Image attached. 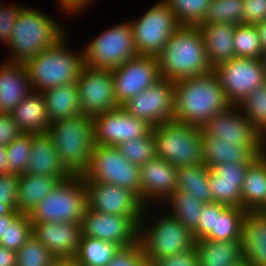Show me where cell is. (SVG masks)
Segmentation results:
<instances>
[{"label": "cell", "instance_id": "cell-39", "mask_svg": "<svg viewBox=\"0 0 266 266\" xmlns=\"http://www.w3.org/2000/svg\"><path fill=\"white\" fill-rule=\"evenodd\" d=\"M173 11L181 26L203 24L206 9L211 0H163Z\"/></svg>", "mask_w": 266, "mask_h": 266}, {"label": "cell", "instance_id": "cell-14", "mask_svg": "<svg viewBox=\"0 0 266 266\" xmlns=\"http://www.w3.org/2000/svg\"><path fill=\"white\" fill-rule=\"evenodd\" d=\"M115 102L124 105L132 97L161 80L157 57L137 55L112 70Z\"/></svg>", "mask_w": 266, "mask_h": 266}, {"label": "cell", "instance_id": "cell-44", "mask_svg": "<svg viewBox=\"0 0 266 266\" xmlns=\"http://www.w3.org/2000/svg\"><path fill=\"white\" fill-rule=\"evenodd\" d=\"M19 174H0V215H18L16 203L18 198Z\"/></svg>", "mask_w": 266, "mask_h": 266}, {"label": "cell", "instance_id": "cell-18", "mask_svg": "<svg viewBox=\"0 0 266 266\" xmlns=\"http://www.w3.org/2000/svg\"><path fill=\"white\" fill-rule=\"evenodd\" d=\"M81 109L91 117L117 109L112 70L82 67L77 79Z\"/></svg>", "mask_w": 266, "mask_h": 266}, {"label": "cell", "instance_id": "cell-51", "mask_svg": "<svg viewBox=\"0 0 266 266\" xmlns=\"http://www.w3.org/2000/svg\"><path fill=\"white\" fill-rule=\"evenodd\" d=\"M243 23L256 25L266 19V0H245Z\"/></svg>", "mask_w": 266, "mask_h": 266}, {"label": "cell", "instance_id": "cell-24", "mask_svg": "<svg viewBox=\"0 0 266 266\" xmlns=\"http://www.w3.org/2000/svg\"><path fill=\"white\" fill-rule=\"evenodd\" d=\"M241 243L242 258L251 266H266V213L247 211Z\"/></svg>", "mask_w": 266, "mask_h": 266}, {"label": "cell", "instance_id": "cell-62", "mask_svg": "<svg viewBox=\"0 0 266 266\" xmlns=\"http://www.w3.org/2000/svg\"><path fill=\"white\" fill-rule=\"evenodd\" d=\"M264 213H266V201L264 202Z\"/></svg>", "mask_w": 266, "mask_h": 266}, {"label": "cell", "instance_id": "cell-32", "mask_svg": "<svg viewBox=\"0 0 266 266\" xmlns=\"http://www.w3.org/2000/svg\"><path fill=\"white\" fill-rule=\"evenodd\" d=\"M177 190L185 191L203 203L213 202L209 187V167L200 164L178 168Z\"/></svg>", "mask_w": 266, "mask_h": 266}, {"label": "cell", "instance_id": "cell-42", "mask_svg": "<svg viewBox=\"0 0 266 266\" xmlns=\"http://www.w3.org/2000/svg\"><path fill=\"white\" fill-rule=\"evenodd\" d=\"M32 236V223L28 214L19 213L12 222H6L4 239H0V246L17 252Z\"/></svg>", "mask_w": 266, "mask_h": 266}, {"label": "cell", "instance_id": "cell-19", "mask_svg": "<svg viewBox=\"0 0 266 266\" xmlns=\"http://www.w3.org/2000/svg\"><path fill=\"white\" fill-rule=\"evenodd\" d=\"M81 235L127 247L138 242L139 226L130 217L101 213L87 207L81 222Z\"/></svg>", "mask_w": 266, "mask_h": 266}, {"label": "cell", "instance_id": "cell-37", "mask_svg": "<svg viewBox=\"0 0 266 266\" xmlns=\"http://www.w3.org/2000/svg\"><path fill=\"white\" fill-rule=\"evenodd\" d=\"M238 107L253 127L266 136V82L253 90Z\"/></svg>", "mask_w": 266, "mask_h": 266}, {"label": "cell", "instance_id": "cell-57", "mask_svg": "<svg viewBox=\"0 0 266 266\" xmlns=\"http://www.w3.org/2000/svg\"><path fill=\"white\" fill-rule=\"evenodd\" d=\"M17 215H0V239H4L6 222H12Z\"/></svg>", "mask_w": 266, "mask_h": 266}, {"label": "cell", "instance_id": "cell-25", "mask_svg": "<svg viewBox=\"0 0 266 266\" xmlns=\"http://www.w3.org/2000/svg\"><path fill=\"white\" fill-rule=\"evenodd\" d=\"M11 115L22 133H47L51 124L42 92L32 90L13 109Z\"/></svg>", "mask_w": 266, "mask_h": 266}, {"label": "cell", "instance_id": "cell-3", "mask_svg": "<svg viewBox=\"0 0 266 266\" xmlns=\"http://www.w3.org/2000/svg\"><path fill=\"white\" fill-rule=\"evenodd\" d=\"M57 22L40 10L23 7L18 14L8 47L12 50L9 62L25 63L55 46L66 33Z\"/></svg>", "mask_w": 266, "mask_h": 266}, {"label": "cell", "instance_id": "cell-59", "mask_svg": "<svg viewBox=\"0 0 266 266\" xmlns=\"http://www.w3.org/2000/svg\"><path fill=\"white\" fill-rule=\"evenodd\" d=\"M230 266H251L244 258L239 260L238 262L231 264Z\"/></svg>", "mask_w": 266, "mask_h": 266}, {"label": "cell", "instance_id": "cell-53", "mask_svg": "<svg viewBox=\"0 0 266 266\" xmlns=\"http://www.w3.org/2000/svg\"><path fill=\"white\" fill-rule=\"evenodd\" d=\"M62 10H66V13H77V11H82L84 7L90 4L92 0H58ZM89 3V4H88ZM69 11V12H68Z\"/></svg>", "mask_w": 266, "mask_h": 266}, {"label": "cell", "instance_id": "cell-41", "mask_svg": "<svg viewBox=\"0 0 266 266\" xmlns=\"http://www.w3.org/2000/svg\"><path fill=\"white\" fill-rule=\"evenodd\" d=\"M121 154L132 164L142 166L156 156L153 133L117 146Z\"/></svg>", "mask_w": 266, "mask_h": 266}, {"label": "cell", "instance_id": "cell-63", "mask_svg": "<svg viewBox=\"0 0 266 266\" xmlns=\"http://www.w3.org/2000/svg\"><path fill=\"white\" fill-rule=\"evenodd\" d=\"M143 266H150V264L145 262Z\"/></svg>", "mask_w": 266, "mask_h": 266}, {"label": "cell", "instance_id": "cell-17", "mask_svg": "<svg viewBox=\"0 0 266 266\" xmlns=\"http://www.w3.org/2000/svg\"><path fill=\"white\" fill-rule=\"evenodd\" d=\"M88 208L106 214L130 217L140 225L145 205L130 190L112 184L84 181Z\"/></svg>", "mask_w": 266, "mask_h": 266}, {"label": "cell", "instance_id": "cell-30", "mask_svg": "<svg viewBox=\"0 0 266 266\" xmlns=\"http://www.w3.org/2000/svg\"><path fill=\"white\" fill-rule=\"evenodd\" d=\"M195 250L198 266H230L242 259L241 240L200 239L195 242Z\"/></svg>", "mask_w": 266, "mask_h": 266}, {"label": "cell", "instance_id": "cell-8", "mask_svg": "<svg viewBox=\"0 0 266 266\" xmlns=\"http://www.w3.org/2000/svg\"><path fill=\"white\" fill-rule=\"evenodd\" d=\"M143 210L139 225V237L145 262L149 263L158 258L173 256L184 250H189L195 246V238L191 231L186 229L169 211L168 214L161 215L152 226L145 227L143 222L146 216Z\"/></svg>", "mask_w": 266, "mask_h": 266}, {"label": "cell", "instance_id": "cell-31", "mask_svg": "<svg viewBox=\"0 0 266 266\" xmlns=\"http://www.w3.org/2000/svg\"><path fill=\"white\" fill-rule=\"evenodd\" d=\"M42 93L45 97L47 113L51 122L83 113L77 82L59 85Z\"/></svg>", "mask_w": 266, "mask_h": 266}, {"label": "cell", "instance_id": "cell-50", "mask_svg": "<svg viewBox=\"0 0 266 266\" xmlns=\"http://www.w3.org/2000/svg\"><path fill=\"white\" fill-rule=\"evenodd\" d=\"M1 4L0 7V40L8 45L12 29L14 28L18 14L20 13L23 6L11 5L5 7Z\"/></svg>", "mask_w": 266, "mask_h": 266}, {"label": "cell", "instance_id": "cell-40", "mask_svg": "<svg viewBox=\"0 0 266 266\" xmlns=\"http://www.w3.org/2000/svg\"><path fill=\"white\" fill-rule=\"evenodd\" d=\"M55 259L33 235L16 252V266H50Z\"/></svg>", "mask_w": 266, "mask_h": 266}, {"label": "cell", "instance_id": "cell-28", "mask_svg": "<svg viewBox=\"0 0 266 266\" xmlns=\"http://www.w3.org/2000/svg\"><path fill=\"white\" fill-rule=\"evenodd\" d=\"M242 209L264 213L266 201V156L256 157L247 167L241 187Z\"/></svg>", "mask_w": 266, "mask_h": 266}, {"label": "cell", "instance_id": "cell-9", "mask_svg": "<svg viewBox=\"0 0 266 266\" xmlns=\"http://www.w3.org/2000/svg\"><path fill=\"white\" fill-rule=\"evenodd\" d=\"M140 166L130 163L116 146L95 144L84 181L102 182L128 189L141 201Z\"/></svg>", "mask_w": 266, "mask_h": 266}, {"label": "cell", "instance_id": "cell-1", "mask_svg": "<svg viewBox=\"0 0 266 266\" xmlns=\"http://www.w3.org/2000/svg\"><path fill=\"white\" fill-rule=\"evenodd\" d=\"M174 85V120L183 124L201 128L214 115L231 106L214 71L177 80Z\"/></svg>", "mask_w": 266, "mask_h": 266}, {"label": "cell", "instance_id": "cell-4", "mask_svg": "<svg viewBox=\"0 0 266 266\" xmlns=\"http://www.w3.org/2000/svg\"><path fill=\"white\" fill-rule=\"evenodd\" d=\"M47 133L66 170L71 175L81 176L88 167L95 145L92 117L81 113L51 122Z\"/></svg>", "mask_w": 266, "mask_h": 266}, {"label": "cell", "instance_id": "cell-33", "mask_svg": "<svg viewBox=\"0 0 266 266\" xmlns=\"http://www.w3.org/2000/svg\"><path fill=\"white\" fill-rule=\"evenodd\" d=\"M121 246L81 235L75 256L77 266H107Z\"/></svg>", "mask_w": 266, "mask_h": 266}, {"label": "cell", "instance_id": "cell-55", "mask_svg": "<svg viewBox=\"0 0 266 266\" xmlns=\"http://www.w3.org/2000/svg\"><path fill=\"white\" fill-rule=\"evenodd\" d=\"M258 35L260 37V42L262 45L263 53L266 52V19L260 23H257L256 25Z\"/></svg>", "mask_w": 266, "mask_h": 266}, {"label": "cell", "instance_id": "cell-5", "mask_svg": "<svg viewBox=\"0 0 266 266\" xmlns=\"http://www.w3.org/2000/svg\"><path fill=\"white\" fill-rule=\"evenodd\" d=\"M66 38L24 63L33 91L44 92L59 85L77 82L84 66L83 51L77 54L68 50Z\"/></svg>", "mask_w": 266, "mask_h": 266}, {"label": "cell", "instance_id": "cell-29", "mask_svg": "<svg viewBox=\"0 0 266 266\" xmlns=\"http://www.w3.org/2000/svg\"><path fill=\"white\" fill-rule=\"evenodd\" d=\"M60 181L57 177L19 174L16 210L19 213L29 214L43 198L53 191Z\"/></svg>", "mask_w": 266, "mask_h": 266}, {"label": "cell", "instance_id": "cell-10", "mask_svg": "<svg viewBox=\"0 0 266 266\" xmlns=\"http://www.w3.org/2000/svg\"><path fill=\"white\" fill-rule=\"evenodd\" d=\"M137 55L129 22L109 28L90 42L83 51L86 67L105 70L118 68Z\"/></svg>", "mask_w": 266, "mask_h": 266}, {"label": "cell", "instance_id": "cell-23", "mask_svg": "<svg viewBox=\"0 0 266 266\" xmlns=\"http://www.w3.org/2000/svg\"><path fill=\"white\" fill-rule=\"evenodd\" d=\"M25 173L57 177L61 181L72 176L61 163L48 133L32 134V147Z\"/></svg>", "mask_w": 266, "mask_h": 266}, {"label": "cell", "instance_id": "cell-26", "mask_svg": "<svg viewBox=\"0 0 266 266\" xmlns=\"http://www.w3.org/2000/svg\"><path fill=\"white\" fill-rule=\"evenodd\" d=\"M234 24L231 23H208L199 24L207 59L214 69L224 61L236 58L233 46Z\"/></svg>", "mask_w": 266, "mask_h": 266}, {"label": "cell", "instance_id": "cell-22", "mask_svg": "<svg viewBox=\"0 0 266 266\" xmlns=\"http://www.w3.org/2000/svg\"><path fill=\"white\" fill-rule=\"evenodd\" d=\"M0 67V113L11 114L13 109L32 91L24 63L4 62Z\"/></svg>", "mask_w": 266, "mask_h": 266}, {"label": "cell", "instance_id": "cell-35", "mask_svg": "<svg viewBox=\"0 0 266 266\" xmlns=\"http://www.w3.org/2000/svg\"><path fill=\"white\" fill-rule=\"evenodd\" d=\"M247 211L241 207L226 206L216 215L215 232L206 239L214 241L241 240L242 224Z\"/></svg>", "mask_w": 266, "mask_h": 266}, {"label": "cell", "instance_id": "cell-60", "mask_svg": "<svg viewBox=\"0 0 266 266\" xmlns=\"http://www.w3.org/2000/svg\"><path fill=\"white\" fill-rule=\"evenodd\" d=\"M261 61L264 67V71H265V82H266V52L263 53L262 57H261Z\"/></svg>", "mask_w": 266, "mask_h": 266}, {"label": "cell", "instance_id": "cell-58", "mask_svg": "<svg viewBox=\"0 0 266 266\" xmlns=\"http://www.w3.org/2000/svg\"><path fill=\"white\" fill-rule=\"evenodd\" d=\"M50 266H77L75 258H56Z\"/></svg>", "mask_w": 266, "mask_h": 266}, {"label": "cell", "instance_id": "cell-15", "mask_svg": "<svg viewBox=\"0 0 266 266\" xmlns=\"http://www.w3.org/2000/svg\"><path fill=\"white\" fill-rule=\"evenodd\" d=\"M175 85L161 79L128 100L123 107L130 115L145 120L152 127L174 120Z\"/></svg>", "mask_w": 266, "mask_h": 266}, {"label": "cell", "instance_id": "cell-45", "mask_svg": "<svg viewBox=\"0 0 266 266\" xmlns=\"http://www.w3.org/2000/svg\"><path fill=\"white\" fill-rule=\"evenodd\" d=\"M213 202L242 208V184L227 181H209Z\"/></svg>", "mask_w": 266, "mask_h": 266}, {"label": "cell", "instance_id": "cell-12", "mask_svg": "<svg viewBox=\"0 0 266 266\" xmlns=\"http://www.w3.org/2000/svg\"><path fill=\"white\" fill-rule=\"evenodd\" d=\"M218 75L227 101L238 106L253 90L265 83L261 59L236 57L217 65Z\"/></svg>", "mask_w": 266, "mask_h": 266}, {"label": "cell", "instance_id": "cell-7", "mask_svg": "<svg viewBox=\"0 0 266 266\" xmlns=\"http://www.w3.org/2000/svg\"><path fill=\"white\" fill-rule=\"evenodd\" d=\"M87 204V189L82 176L60 181L53 191L29 212L31 223L82 222Z\"/></svg>", "mask_w": 266, "mask_h": 266}, {"label": "cell", "instance_id": "cell-16", "mask_svg": "<svg viewBox=\"0 0 266 266\" xmlns=\"http://www.w3.org/2000/svg\"><path fill=\"white\" fill-rule=\"evenodd\" d=\"M94 143L118 146L126 141L142 138L152 132L145 120L130 115L123 107L92 117Z\"/></svg>", "mask_w": 266, "mask_h": 266}, {"label": "cell", "instance_id": "cell-49", "mask_svg": "<svg viewBox=\"0 0 266 266\" xmlns=\"http://www.w3.org/2000/svg\"><path fill=\"white\" fill-rule=\"evenodd\" d=\"M150 266H198L195 246L173 256L158 258L149 262Z\"/></svg>", "mask_w": 266, "mask_h": 266}, {"label": "cell", "instance_id": "cell-13", "mask_svg": "<svg viewBox=\"0 0 266 266\" xmlns=\"http://www.w3.org/2000/svg\"><path fill=\"white\" fill-rule=\"evenodd\" d=\"M238 109V106L231 105L226 111L214 115L201 127L202 134L206 138L216 137L222 142L250 146L259 156L263 155L264 138Z\"/></svg>", "mask_w": 266, "mask_h": 266}, {"label": "cell", "instance_id": "cell-47", "mask_svg": "<svg viewBox=\"0 0 266 266\" xmlns=\"http://www.w3.org/2000/svg\"><path fill=\"white\" fill-rule=\"evenodd\" d=\"M250 163H223L209 168V181H227L242 184Z\"/></svg>", "mask_w": 266, "mask_h": 266}, {"label": "cell", "instance_id": "cell-46", "mask_svg": "<svg viewBox=\"0 0 266 266\" xmlns=\"http://www.w3.org/2000/svg\"><path fill=\"white\" fill-rule=\"evenodd\" d=\"M226 207V205L216 202L204 203L198 227L193 232L195 240L206 239L212 232H215L216 215Z\"/></svg>", "mask_w": 266, "mask_h": 266}, {"label": "cell", "instance_id": "cell-52", "mask_svg": "<svg viewBox=\"0 0 266 266\" xmlns=\"http://www.w3.org/2000/svg\"><path fill=\"white\" fill-rule=\"evenodd\" d=\"M21 133L11 114L0 113V145L6 147Z\"/></svg>", "mask_w": 266, "mask_h": 266}, {"label": "cell", "instance_id": "cell-34", "mask_svg": "<svg viewBox=\"0 0 266 266\" xmlns=\"http://www.w3.org/2000/svg\"><path fill=\"white\" fill-rule=\"evenodd\" d=\"M170 214L192 233L198 227L203 202L193 198L185 191L176 190L168 199Z\"/></svg>", "mask_w": 266, "mask_h": 266}, {"label": "cell", "instance_id": "cell-38", "mask_svg": "<svg viewBox=\"0 0 266 266\" xmlns=\"http://www.w3.org/2000/svg\"><path fill=\"white\" fill-rule=\"evenodd\" d=\"M245 0H211L203 18V24L243 23L242 10Z\"/></svg>", "mask_w": 266, "mask_h": 266}, {"label": "cell", "instance_id": "cell-11", "mask_svg": "<svg viewBox=\"0 0 266 266\" xmlns=\"http://www.w3.org/2000/svg\"><path fill=\"white\" fill-rule=\"evenodd\" d=\"M138 55L157 56L181 25L163 1L152 6L137 21L129 22Z\"/></svg>", "mask_w": 266, "mask_h": 266}, {"label": "cell", "instance_id": "cell-36", "mask_svg": "<svg viewBox=\"0 0 266 266\" xmlns=\"http://www.w3.org/2000/svg\"><path fill=\"white\" fill-rule=\"evenodd\" d=\"M235 57L261 59L263 55L260 37L255 25L237 24L234 29Z\"/></svg>", "mask_w": 266, "mask_h": 266}, {"label": "cell", "instance_id": "cell-54", "mask_svg": "<svg viewBox=\"0 0 266 266\" xmlns=\"http://www.w3.org/2000/svg\"><path fill=\"white\" fill-rule=\"evenodd\" d=\"M0 266H16V252L0 246Z\"/></svg>", "mask_w": 266, "mask_h": 266}, {"label": "cell", "instance_id": "cell-2", "mask_svg": "<svg viewBox=\"0 0 266 266\" xmlns=\"http://www.w3.org/2000/svg\"><path fill=\"white\" fill-rule=\"evenodd\" d=\"M156 57L161 79L173 82L213 71L198 26H181Z\"/></svg>", "mask_w": 266, "mask_h": 266}, {"label": "cell", "instance_id": "cell-48", "mask_svg": "<svg viewBox=\"0 0 266 266\" xmlns=\"http://www.w3.org/2000/svg\"><path fill=\"white\" fill-rule=\"evenodd\" d=\"M144 263L143 248L138 241L132 246L121 247L107 266H143Z\"/></svg>", "mask_w": 266, "mask_h": 266}, {"label": "cell", "instance_id": "cell-27", "mask_svg": "<svg viewBox=\"0 0 266 266\" xmlns=\"http://www.w3.org/2000/svg\"><path fill=\"white\" fill-rule=\"evenodd\" d=\"M258 156L250 146L222 142L216 137L206 138L202 134V157L209 168L223 163H251Z\"/></svg>", "mask_w": 266, "mask_h": 266}, {"label": "cell", "instance_id": "cell-6", "mask_svg": "<svg viewBox=\"0 0 266 266\" xmlns=\"http://www.w3.org/2000/svg\"><path fill=\"white\" fill-rule=\"evenodd\" d=\"M152 133L156 157L177 168L204 164L201 128L171 120L152 127Z\"/></svg>", "mask_w": 266, "mask_h": 266}, {"label": "cell", "instance_id": "cell-61", "mask_svg": "<svg viewBox=\"0 0 266 266\" xmlns=\"http://www.w3.org/2000/svg\"><path fill=\"white\" fill-rule=\"evenodd\" d=\"M265 144H266V136L264 137V153H263L266 156V147H265L266 145Z\"/></svg>", "mask_w": 266, "mask_h": 266}, {"label": "cell", "instance_id": "cell-21", "mask_svg": "<svg viewBox=\"0 0 266 266\" xmlns=\"http://www.w3.org/2000/svg\"><path fill=\"white\" fill-rule=\"evenodd\" d=\"M177 171V167L156 156L140 166L142 204L167 200L177 190Z\"/></svg>", "mask_w": 266, "mask_h": 266}, {"label": "cell", "instance_id": "cell-43", "mask_svg": "<svg viewBox=\"0 0 266 266\" xmlns=\"http://www.w3.org/2000/svg\"><path fill=\"white\" fill-rule=\"evenodd\" d=\"M32 147V134L21 133L6 146L9 173L22 174L26 172Z\"/></svg>", "mask_w": 266, "mask_h": 266}, {"label": "cell", "instance_id": "cell-20", "mask_svg": "<svg viewBox=\"0 0 266 266\" xmlns=\"http://www.w3.org/2000/svg\"><path fill=\"white\" fill-rule=\"evenodd\" d=\"M32 235L55 258H75L81 237V224L71 222L32 223Z\"/></svg>", "mask_w": 266, "mask_h": 266}, {"label": "cell", "instance_id": "cell-56", "mask_svg": "<svg viewBox=\"0 0 266 266\" xmlns=\"http://www.w3.org/2000/svg\"><path fill=\"white\" fill-rule=\"evenodd\" d=\"M9 173V166L7 163L6 147L0 145V174Z\"/></svg>", "mask_w": 266, "mask_h": 266}]
</instances>
